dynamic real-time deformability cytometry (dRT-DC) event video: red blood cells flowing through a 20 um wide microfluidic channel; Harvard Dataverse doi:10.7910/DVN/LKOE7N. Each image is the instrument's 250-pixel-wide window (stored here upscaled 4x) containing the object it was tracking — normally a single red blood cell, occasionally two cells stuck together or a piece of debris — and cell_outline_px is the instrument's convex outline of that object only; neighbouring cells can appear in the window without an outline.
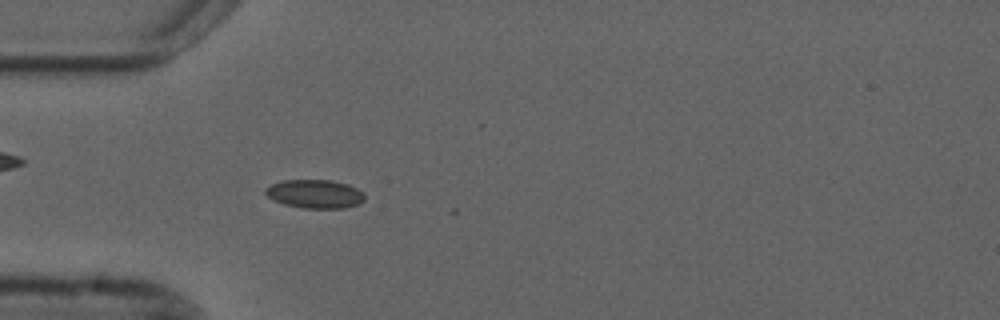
{"species": "common noctule bat (a hibernating species)", "species_latin": "Nyctalus noctula", "temperature_condition": "cold", "stored_images_in_passage": 8, "camera_frame_rate_fps": 3000, "um_per_image_px": 0.085, "animal": {"sex": "male", "forearm_length_mm": 52.5}, "frame": {"image": 1, "passage_image": 7, "time_ms": 2.0, "image_size_px": [1000, 320], "cell_outline_px": [[364, 200], [356, 204], [344, 208], [300, 208], [284, 204], [268, 196], [264, 192], [264, 188], [268, 184], [284, 180], [332, 180], [348, 184], [364, 192]], "centroid_in_image_um": [26.74, 16.47], "position_along_channel_um": 58.3, "area_um2": 16.59}}